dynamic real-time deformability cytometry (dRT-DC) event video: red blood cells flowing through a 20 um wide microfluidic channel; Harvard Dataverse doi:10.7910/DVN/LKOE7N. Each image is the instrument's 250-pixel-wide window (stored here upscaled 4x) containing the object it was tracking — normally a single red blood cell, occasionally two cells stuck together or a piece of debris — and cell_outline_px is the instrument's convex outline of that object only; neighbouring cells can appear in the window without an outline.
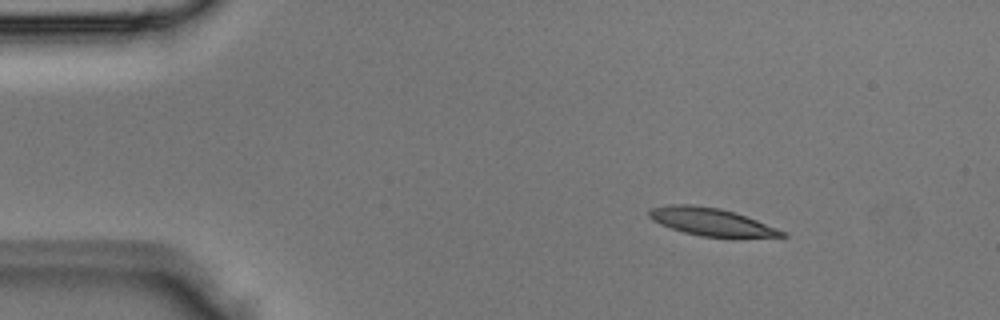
{"species": "Egyptian fruit bat (a non-hibernating species)", "species_latin": "Rousettus aegyptiacus", "temperature_condition": "room temperature", "stored_images_in_passage": 3, "camera_frame_rate_fps": 3000, "um_per_image_px": 0.085, "animal": {"sex": "male"}, "frame": {"image": 1, "passage_image": 1, "time_ms": 0.0, "image_size_px": [1000, 320], "cell_outline_px": [[788, 236], [700, 236], [684, 232], [660, 224], [652, 220], [648, 216], [648, 212], [652, 208], [668, 204], [692, 204], [720, 208], [756, 220], [788, 232]], "centroid_in_image_um": [60.4, 18.83], "position_along_channel_um": 24.6, "area_um2": 20.92}}
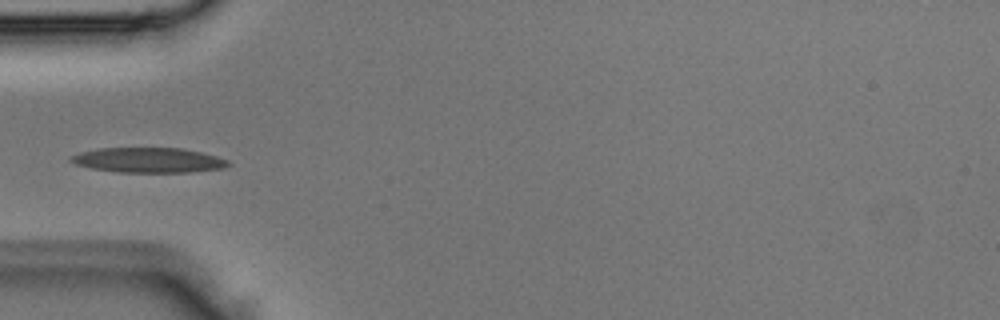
{"frame": {"image": 2, "passage_image": 3, "time_ms": 0.667, "image_size_px": [1000, 320], "cell_outline_px": [[232, 164], [224, 168], [188, 172], [116, 172], [92, 168], [76, 164], [68, 160], [72, 156], [80, 152], [100, 148], [180, 148], [200, 152], [216, 156], [228, 160]], "centroid_in_image_um": [12.63, 13.61], "position_along_channel_um": 72.4, "area_um2": 22.77}}